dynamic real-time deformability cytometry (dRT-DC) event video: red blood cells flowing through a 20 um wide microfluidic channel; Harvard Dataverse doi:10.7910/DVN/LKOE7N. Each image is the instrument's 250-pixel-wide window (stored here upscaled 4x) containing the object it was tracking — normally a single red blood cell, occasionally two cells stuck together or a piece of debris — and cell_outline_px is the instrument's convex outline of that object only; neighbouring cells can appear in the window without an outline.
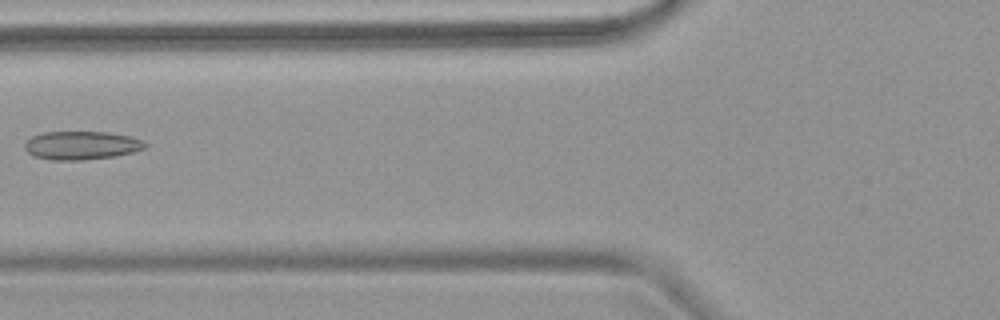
{"species": "common noctule bat (a hibernating species)", "species_latin": "Nyctalus noctula", "temperature_condition": "warm", "stored_images_in_passage": 5, "camera_frame_rate_fps": 3000, "um_per_image_px": 0.085, "animal": {"sex": "female", "body_mass_g": 18.4}, "frame": {"image": 1, "passage_image": 5, "time_ms": 5.667, "image_size_px": [1000, 320], "cell_outline_px": [[148, 144], [144, 148], [132, 152], [116, 156], [84, 160], [52, 160], [32, 156], [24, 148], [24, 144], [32, 136], [44, 132], [108, 132], [132, 136], [144, 140]], "centroid_in_image_um": [6.94, 12.36], "position_along_channel_um": 118.9, "area_um2": 20.11}}